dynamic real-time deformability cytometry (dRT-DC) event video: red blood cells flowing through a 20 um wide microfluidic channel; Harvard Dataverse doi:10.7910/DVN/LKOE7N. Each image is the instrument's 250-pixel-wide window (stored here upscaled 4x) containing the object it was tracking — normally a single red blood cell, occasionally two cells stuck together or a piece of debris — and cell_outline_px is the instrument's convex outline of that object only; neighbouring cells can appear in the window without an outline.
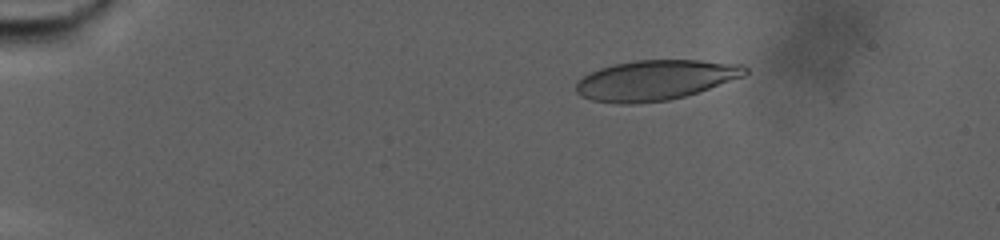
{"species": "human", "species_latin": "Homo sapiens", "temperature_condition": "warm", "stored_images_in_passage": 74, "camera_frame_rate_fps": 3000, "um_per_image_px": 0.085, "donor": {"sex": "male"}, "frame": {"image": 1, "passage_image": 1, "time_ms": 0.0, "image_size_px": [1000, 240], "cell_outline_px": [[748, 72], [744, 76], [684, 96], [668, 100], [632, 104], [620, 104], [592, 100], [580, 96], [576, 92], [576, 80], [600, 68], [616, 64], [636, 60], [700, 60], [744, 64], [748, 68]], "centroid_in_image_um": [55.7, 6.81], "position_along_channel_um": 29.3, "area_um2": 39.36}}
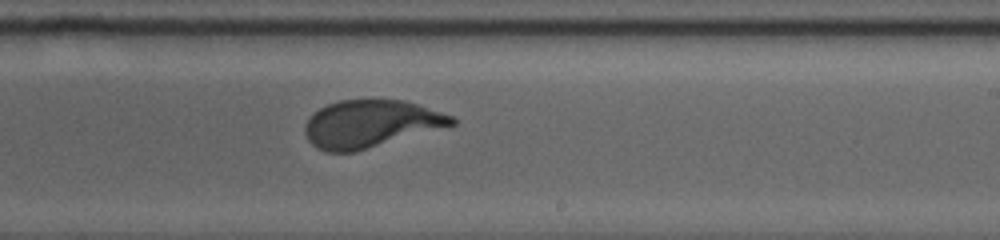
{"frame": {"image": 2, "passage_image": 42, "time_ms": 13.667, "image_size_px": [1000, 240], "cell_outline_px": [[456, 124], [356, 152], [328, 152], [316, 148], [308, 140], [304, 132], [304, 124], [320, 108], [328, 104], [340, 100], [404, 100], [452, 116], [456, 120]], "centroid_in_image_um": [31.47, 10.54], "position_along_channel_um": 257.5, "area_um2": 40.23}}
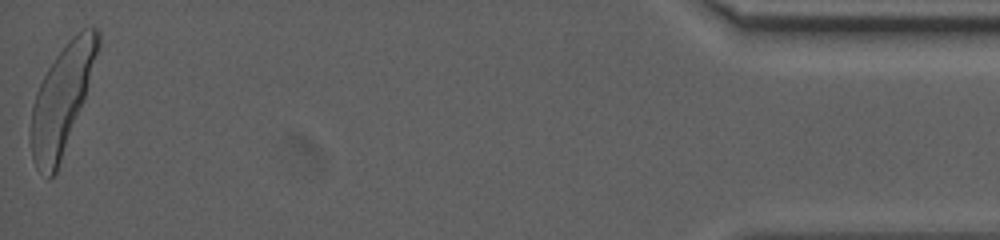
{"frame": {"image": 3, "passage_image": 74, "time_ms": 24.333, "image_size_px": [1000, 240], "cell_outline_px": [[100, 44], [84, 96], [56, 172], [48, 180], [36, 168], [32, 160], [32, 104], [36, 92], [48, 68], [56, 56], [68, 40], [72, 36], [84, 28], [96, 28], [100, 32]], "centroid_in_image_um": [5.24, 8.42], "position_along_channel_um": 430.0, "area_um2": 40.52}}